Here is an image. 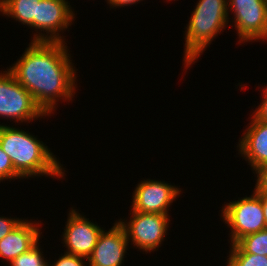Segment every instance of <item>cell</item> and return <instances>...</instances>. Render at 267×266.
Segmentation results:
<instances>
[{
	"label": "cell",
	"mask_w": 267,
	"mask_h": 266,
	"mask_svg": "<svg viewBox=\"0 0 267 266\" xmlns=\"http://www.w3.org/2000/svg\"><path fill=\"white\" fill-rule=\"evenodd\" d=\"M251 121L246 127L243 136L239 138L237 145L240 154L251 170L267 164V123L258 120L254 115L250 116Z\"/></svg>",
	"instance_id": "cell-12"
},
{
	"label": "cell",
	"mask_w": 267,
	"mask_h": 266,
	"mask_svg": "<svg viewBox=\"0 0 267 266\" xmlns=\"http://www.w3.org/2000/svg\"><path fill=\"white\" fill-rule=\"evenodd\" d=\"M21 221V218L0 216V240L10 233Z\"/></svg>",
	"instance_id": "cell-21"
},
{
	"label": "cell",
	"mask_w": 267,
	"mask_h": 266,
	"mask_svg": "<svg viewBox=\"0 0 267 266\" xmlns=\"http://www.w3.org/2000/svg\"><path fill=\"white\" fill-rule=\"evenodd\" d=\"M40 0H0V12L21 24L36 29V11Z\"/></svg>",
	"instance_id": "cell-14"
},
{
	"label": "cell",
	"mask_w": 267,
	"mask_h": 266,
	"mask_svg": "<svg viewBox=\"0 0 267 266\" xmlns=\"http://www.w3.org/2000/svg\"><path fill=\"white\" fill-rule=\"evenodd\" d=\"M87 258L77 255H72L64 252V255H59L58 260H56L52 265L50 261L48 262V266H87L85 265Z\"/></svg>",
	"instance_id": "cell-19"
},
{
	"label": "cell",
	"mask_w": 267,
	"mask_h": 266,
	"mask_svg": "<svg viewBox=\"0 0 267 266\" xmlns=\"http://www.w3.org/2000/svg\"><path fill=\"white\" fill-rule=\"evenodd\" d=\"M181 189L165 181L144 179L140 181L132 195L131 210L141 213L169 215V207L181 194Z\"/></svg>",
	"instance_id": "cell-9"
},
{
	"label": "cell",
	"mask_w": 267,
	"mask_h": 266,
	"mask_svg": "<svg viewBox=\"0 0 267 266\" xmlns=\"http://www.w3.org/2000/svg\"><path fill=\"white\" fill-rule=\"evenodd\" d=\"M28 46L8 70L51 116L60 99L70 102L75 97L78 69L71 62L65 42L31 41Z\"/></svg>",
	"instance_id": "cell-1"
},
{
	"label": "cell",
	"mask_w": 267,
	"mask_h": 266,
	"mask_svg": "<svg viewBox=\"0 0 267 266\" xmlns=\"http://www.w3.org/2000/svg\"><path fill=\"white\" fill-rule=\"evenodd\" d=\"M40 222V223H38ZM23 219L10 233L0 240V259L10 264L22 253L31 249L41 238V221Z\"/></svg>",
	"instance_id": "cell-13"
},
{
	"label": "cell",
	"mask_w": 267,
	"mask_h": 266,
	"mask_svg": "<svg viewBox=\"0 0 267 266\" xmlns=\"http://www.w3.org/2000/svg\"><path fill=\"white\" fill-rule=\"evenodd\" d=\"M74 13L68 0H40L34 30L38 34L34 33L31 41L66 42L61 33L73 24Z\"/></svg>",
	"instance_id": "cell-8"
},
{
	"label": "cell",
	"mask_w": 267,
	"mask_h": 266,
	"mask_svg": "<svg viewBox=\"0 0 267 266\" xmlns=\"http://www.w3.org/2000/svg\"><path fill=\"white\" fill-rule=\"evenodd\" d=\"M140 1L143 0H107V4H109L110 8H118V7H124V6H130L132 4H138Z\"/></svg>",
	"instance_id": "cell-23"
},
{
	"label": "cell",
	"mask_w": 267,
	"mask_h": 266,
	"mask_svg": "<svg viewBox=\"0 0 267 266\" xmlns=\"http://www.w3.org/2000/svg\"><path fill=\"white\" fill-rule=\"evenodd\" d=\"M123 227L116 221L108 230L101 232L92 254L88 257V266H124V258L129 247Z\"/></svg>",
	"instance_id": "cell-11"
},
{
	"label": "cell",
	"mask_w": 267,
	"mask_h": 266,
	"mask_svg": "<svg viewBox=\"0 0 267 266\" xmlns=\"http://www.w3.org/2000/svg\"><path fill=\"white\" fill-rule=\"evenodd\" d=\"M130 220L117 222L123 227L128 242L146 254L158 250L166 238L170 216L158 213H141L130 211ZM131 240V241H130Z\"/></svg>",
	"instance_id": "cell-6"
},
{
	"label": "cell",
	"mask_w": 267,
	"mask_h": 266,
	"mask_svg": "<svg viewBox=\"0 0 267 266\" xmlns=\"http://www.w3.org/2000/svg\"><path fill=\"white\" fill-rule=\"evenodd\" d=\"M261 198L264 219L267 224V194H258Z\"/></svg>",
	"instance_id": "cell-24"
},
{
	"label": "cell",
	"mask_w": 267,
	"mask_h": 266,
	"mask_svg": "<svg viewBox=\"0 0 267 266\" xmlns=\"http://www.w3.org/2000/svg\"><path fill=\"white\" fill-rule=\"evenodd\" d=\"M191 13L184 32L183 67L186 70L196 63L213 39L226 29L231 19L228 0H198Z\"/></svg>",
	"instance_id": "cell-3"
},
{
	"label": "cell",
	"mask_w": 267,
	"mask_h": 266,
	"mask_svg": "<svg viewBox=\"0 0 267 266\" xmlns=\"http://www.w3.org/2000/svg\"><path fill=\"white\" fill-rule=\"evenodd\" d=\"M47 115L13 74L0 71V117L16 123H30Z\"/></svg>",
	"instance_id": "cell-5"
},
{
	"label": "cell",
	"mask_w": 267,
	"mask_h": 266,
	"mask_svg": "<svg viewBox=\"0 0 267 266\" xmlns=\"http://www.w3.org/2000/svg\"><path fill=\"white\" fill-rule=\"evenodd\" d=\"M233 14V27L238 44L267 40V4L264 0H228V13Z\"/></svg>",
	"instance_id": "cell-7"
},
{
	"label": "cell",
	"mask_w": 267,
	"mask_h": 266,
	"mask_svg": "<svg viewBox=\"0 0 267 266\" xmlns=\"http://www.w3.org/2000/svg\"><path fill=\"white\" fill-rule=\"evenodd\" d=\"M262 96V103H260V105H258L252 113L258 120L267 123V86H264Z\"/></svg>",
	"instance_id": "cell-22"
},
{
	"label": "cell",
	"mask_w": 267,
	"mask_h": 266,
	"mask_svg": "<svg viewBox=\"0 0 267 266\" xmlns=\"http://www.w3.org/2000/svg\"><path fill=\"white\" fill-rule=\"evenodd\" d=\"M253 173L257 175L254 191L257 194H267V164L256 168Z\"/></svg>",
	"instance_id": "cell-20"
},
{
	"label": "cell",
	"mask_w": 267,
	"mask_h": 266,
	"mask_svg": "<svg viewBox=\"0 0 267 266\" xmlns=\"http://www.w3.org/2000/svg\"><path fill=\"white\" fill-rule=\"evenodd\" d=\"M38 241L31 249L27 252L22 253L15 258L9 265L10 266H48V260L44 258L42 254V248Z\"/></svg>",
	"instance_id": "cell-16"
},
{
	"label": "cell",
	"mask_w": 267,
	"mask_h": 266,
	"mask_svg": "<svg viewBox=\"0 0 267 266\" xmlns=\"http://www.w3.org/2000/svg\"><path fill=\"white\" fill-rule=\"evenodd\" d=\"M8 179L11 181L23 178L15 171L11 159L0 146V182Z\"/></svg>",
	"instance_id": "cell-18"
},
{
	"label": "cell",
	"mask_w": 267,
	"mask_h": 266,
	"mask_svg": "<svg viewBox=\"0 0 267 266\" xmlns=\"http://www.w3.org/2000/svg\"><path fill=\"white\" fill-rule=\"evenodd\" d=\"M0 146L23 179L44 175L65 178V168L59 159L43 141L29 131L0 124Z\"/></svg>",
	"instance_id": "cell-2"
},
{
	"label": "cell",
	"mask_w": 267,
	"mask_h": 266,
	"mask_svg": "<svg viewBox=\"0 0 267 266\" xmlns=\"http://www.w3.org/2000/svg\"><path fill=\"white\" fill-rule=\"evenodd\" d=\"M229 254H255L267 256V228L241 238L230 245Z\"/></svg>",
	"instance_id": "cell-15"
},
{
	"label": "cell",
	"mask_w": 267,
	"mask_h": 266,
	"mask_svg": "<svg viewBox=\"0 0 267 266\" xmlns=\"http://www.w3.org/2000/svg\"><path fill=\"white\" fill-rule=\"evenodd\" d=\"M227 266H267V256L255 254H229Z\"/></svg>",
	"instance_id": "cell-17"
},
{
	"label": "cell",
	"mask_w": 267,
	"mask_h": 266,
	"mask_svg": "<svg viewBox=\"0 0 267 266\" xmlns=\"http://www.w3.org/2000/svg\"><path fill=\"white\" fill-rule=\"evenodd\" d=\"M220 217L231 230L230 245L236 244L246 235L267 228L261 198L254 190L249 197H238V200L224 203Z\"/></svg>",
	"instance_id": "cell-4"
},
{
	"label": "cell",
	"mask_w": 267,
	"mask_h": 266,
	"mask_svg": "<svg viewBox=\"0 0 267 266\" xmlns=\"http://www.w3.org/2000/svg\"><path fill=\"white\" fill-rule=\"evenodd\" d=\"M67 222L62 232V243L67 248L65 253L82 256L88 259L103 231L100 225L89 221L84 214L71 207Z\"/></svg>",
	"instance_id": "cell-10"
}]
</instances>
